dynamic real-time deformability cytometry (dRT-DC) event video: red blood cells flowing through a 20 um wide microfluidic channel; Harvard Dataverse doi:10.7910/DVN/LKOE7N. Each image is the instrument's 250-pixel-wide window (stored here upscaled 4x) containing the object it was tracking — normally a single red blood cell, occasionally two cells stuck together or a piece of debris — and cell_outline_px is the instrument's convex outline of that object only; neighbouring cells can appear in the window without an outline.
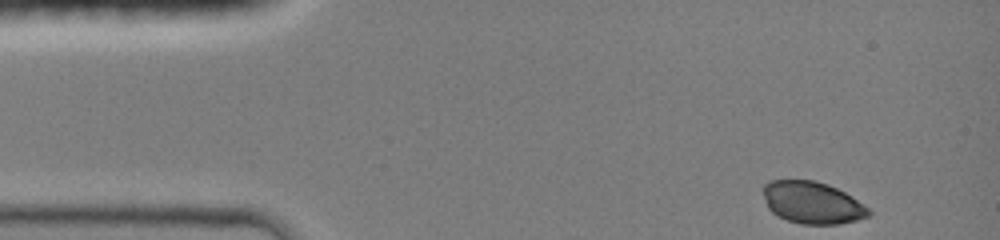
{"species": "common noctule bat (a hibernating species)", "species_latin": "Nyctalus noctula", "temperature_condition": "room temperature", "stored_images_in_passage": 39, "camera_frame_rate_fps": 3000, "um_per_image_px": 0.085, "animal": {"sex": "female", "body_mass_g": 19.0, "forearm_length_mm": 51.5}, "frame": {"image": 1, "passage_image": 1, "time_ms": 0.0, "image_size_px": [1000, 240], "cell_outline_px": [[872, 212], [868, 216], [856, 220], [840, 224], [800, 224], [788, 220], [772, 212], [768, 208], [764, 196], [764, 184], [772, 180], [812, 180], [828, 184], [844, 192], [868, 208]], "centroid_in_image_um": [69.04, 17.23], "position_along_channel_um": 16.0, "area_um2": 25.55}}
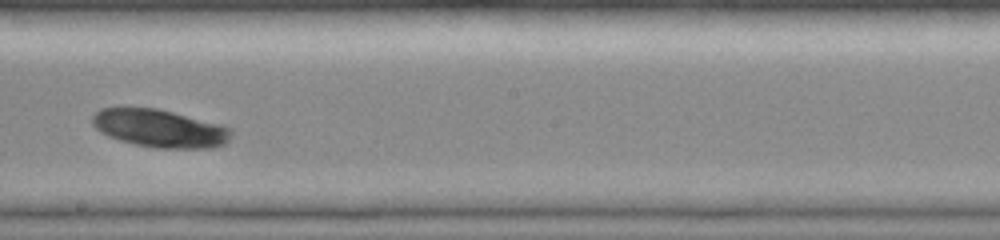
{"frame": {"image": 2, "passage_image": 23, "time_ms": 7.333, "image_size_px": [1000, 240], "cell_outline_px": [[232, 136], [224, 144], [216, 148], [156, 148], [132, 144], [108, 136], [100, 132], [92, 124], [92, 116], [100, 108], [156, 108], [220, 124], [232, 128]], "centroid_in_image_um": [13.59, 10.92], "position_along_channel_um": 234.6, "area_um2": 30.69}}
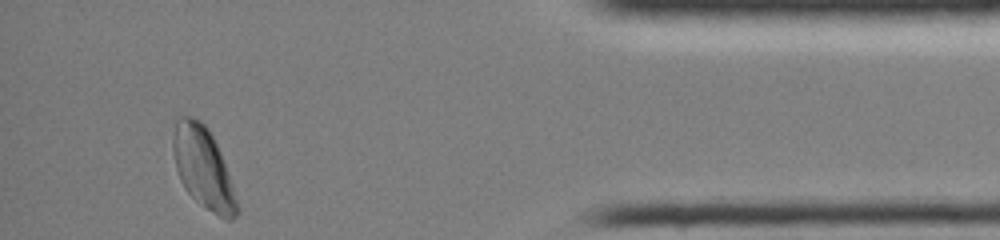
{"frame": {"image": 3, "passage_image": 39, "time_ms": 12.667, "image_size_px": [1000, 240], "cell_outline_px": [[240, 208], [236, 216], [232, 220], [228, 220], [220, 216], [196, 200], [184, 188], [180, 180], [176, 168], [172, 148], [172, 132], [176, 116], [192, 116], [200, 120], [208, 128], [224, 160]], "centroid_in_image_um": [17.25, 14.21], "position_along_channel_um": 417.9, "area_um2": 30.29}, "authors_computed_cell_mechanics": {"area_um2": 29.9404, "velocity_mm_per_s": 4.1435, "shape_relaxation_time_tau1_ms": 0.2332, "shape_relaxation_time_tau2_ms": null, "deformation_change_tau1": 0.0205, "deformation_change_tau2": null}}